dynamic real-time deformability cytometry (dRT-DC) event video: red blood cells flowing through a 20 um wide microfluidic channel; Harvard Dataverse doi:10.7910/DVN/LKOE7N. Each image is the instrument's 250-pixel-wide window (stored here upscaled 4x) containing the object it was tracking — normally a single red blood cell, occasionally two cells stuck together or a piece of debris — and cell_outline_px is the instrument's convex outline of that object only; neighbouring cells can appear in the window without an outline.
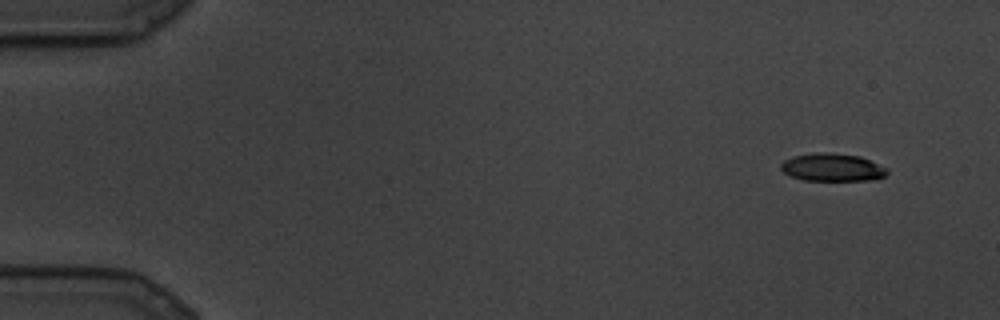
{"species": "common noctule bat (a hibernating species)", "species_latin": "Nyctalus noctula", "temperature_condition": "cold", "stored_images_in_passage": 6, "camera_frame_rate_fps": 3000, "um_per_image_px": 0.085, "animal": {"sex": "male", "body_mass_g": 19.5, "forearm_length_mm": 54.6}, "frame": {"image": 1, "passage_image": 1, "time_ms": 0.0, "image_size_px": [1000, 320], "cell_outline_px": [[888, 172], [884, 176], [876, 180], [804, 180], [792, 176], [784, 172], [780, 168], [780, 164], [784, 160], [792, 156], [816, 152], [828, 152], [860, 156], [888, 168]], "centroid_in_image_um": [70.75, 14.22], "position_along_channel_um": 14.2, "area_um2": 17.28}}